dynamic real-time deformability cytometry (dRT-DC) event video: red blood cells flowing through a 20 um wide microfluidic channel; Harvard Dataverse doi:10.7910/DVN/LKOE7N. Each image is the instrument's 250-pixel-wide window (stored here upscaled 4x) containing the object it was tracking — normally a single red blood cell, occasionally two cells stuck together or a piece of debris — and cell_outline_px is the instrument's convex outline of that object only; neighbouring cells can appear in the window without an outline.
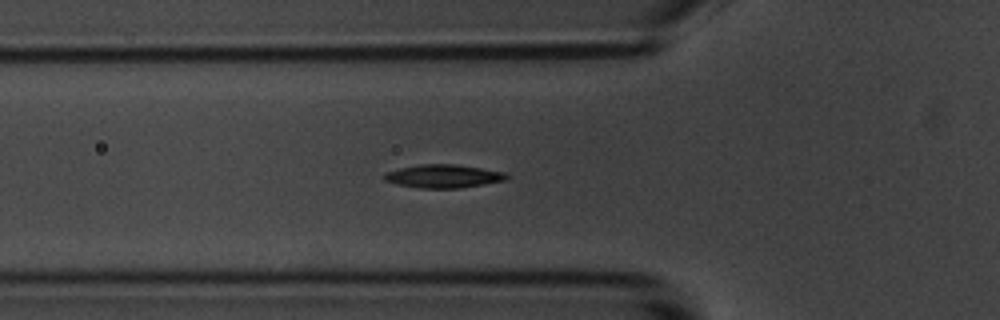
{"species": "common noctule bat (a hibernating species)", "species_latin": "Nyctalus noctula", "temperature_condition": "room temperature", "stored_images_in_passage": 40, "camera_frame_rate_fps": 3000, "um_per_image_px": 0.085, "animal": {"sex": "male", "body_mass_g": 20.1, "forearm_length_mm": 53.5}, "frame": {"image": 1, "passage_image": 2, "time_ms": 0.333, "image_size_px": [1000, 320], "cell_outline_px": [[508, 180], [460, 188], [420, 188], [396, 184], [384, 180], [380, 176], [384, 172], [400, 168], [420, 164], [456, 164], [504, 172], [508, 176]], "centroid_in_image_um": [37.64, 14.97], "position_along_channel_um": 88.2, "area_um2": 16.7}}
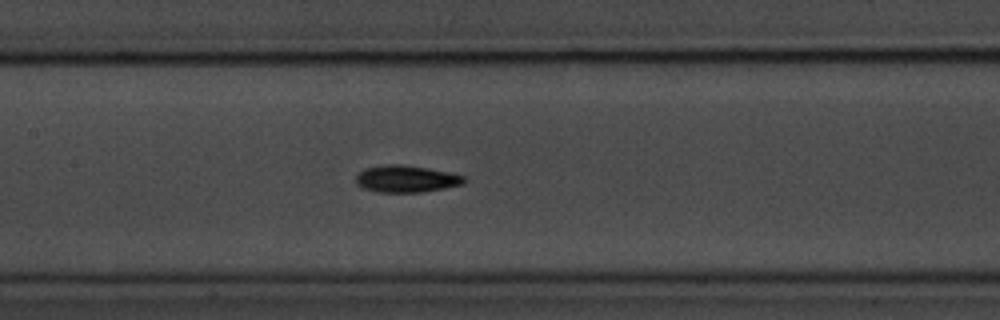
{"frame": {"image": 2, "passage_image": 9, "time_ms": 2.667, "image_size_px": [1000, 320], "cell_outline_px": [[464, 184], [444, 188], [420, 192], [376, 192], [364, 188], [356, 184], [356, 176], [364, 168], [384, 164], [404, 164], [428, 168], [448, 172], [464, 176]], "centroid_in_image_um": [34.49, 15.19], "position_along_channel_um": 172.9, "area_um2": 16.99}}
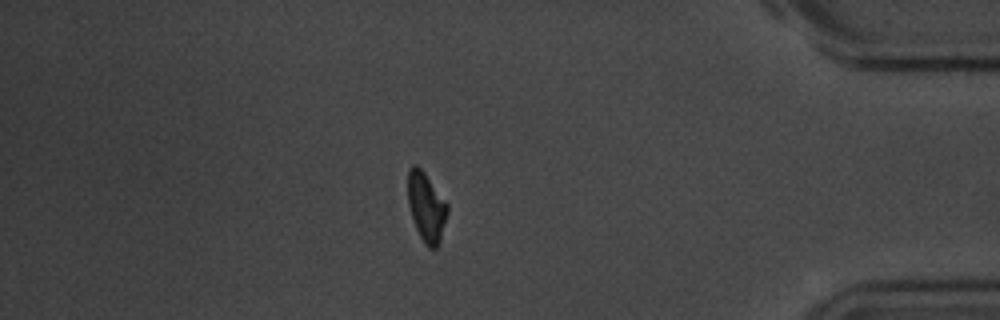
{"frame": {"image": 3, "passage_image": 31, "time_ms": 10.0, "image_size_px": [1000, 320], "cell_outline_px": [[448, 212], [440, 240], [436, 248], [428, 248], [424, 244], [416, 228], [408, 204], [408, 168], [412, 164], [416, 164], [424, 172], [448, 204]], "centroid_in_image_um": [36.23, 17.58], "position_along_channel_um": 399.0, "area_um2": 15.84}}